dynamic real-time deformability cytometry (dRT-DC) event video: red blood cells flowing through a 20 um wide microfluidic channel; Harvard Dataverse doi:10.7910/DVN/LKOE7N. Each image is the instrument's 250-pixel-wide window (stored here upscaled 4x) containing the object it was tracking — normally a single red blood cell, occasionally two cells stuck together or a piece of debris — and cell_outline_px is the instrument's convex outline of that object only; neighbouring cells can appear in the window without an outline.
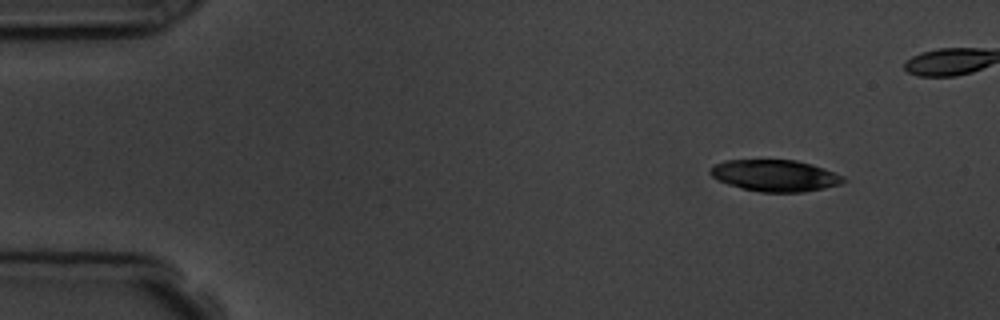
{"species": "common noctule bat (a hibernating species)", "species_latin": "Nyctalus noctula", "temperature_condition": "room temperature", "stored_images_in_passage": 4, "camera_frame_rate_fps": 3000, "um_per_image_px": 0.085, "animal": {"sex": "male", "body_mass_g": 19.5, "forearm_length_mm": 54.6}, "frame": {"image": 1, "passage_image": 1, "time_ms": 0.0, "image_size_px": [1000, 320], "cell_outline_px": [[848, 180], [840, 184], [824, 188], [804, 192], [760, 192], [728, 184], [712, 176], [708, 172], [716, 164], [724, 160], [796, 160], [812, 164], [824, 168], [844, 176]], "centroid_in_image_um": [65.93, 14.92], "position_along_channel_um": 19.1, "area_um2": 24.39}}